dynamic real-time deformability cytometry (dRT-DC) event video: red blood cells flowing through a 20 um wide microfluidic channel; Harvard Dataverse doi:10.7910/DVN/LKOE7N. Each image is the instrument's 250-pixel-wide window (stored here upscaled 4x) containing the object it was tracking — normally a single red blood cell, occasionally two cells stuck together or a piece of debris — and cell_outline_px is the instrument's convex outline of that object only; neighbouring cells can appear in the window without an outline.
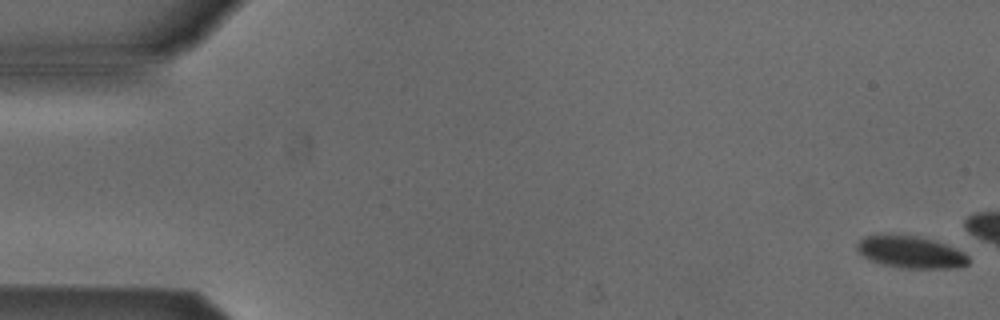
{"species": "Egyptian fruit bat (a non-hibernating species)", "species_latin": "Rousettus aegyptiacus", "temperature_condition": "cold", "stored_images_in_passage": 5, "camera_frame_rate_fps": 3000, "um_per_image_px": 0.085, "animal": {"sex": "male"}, "frame": {"image": 1, "passage_image": 1, "time_ms": 0.0, "image_size_px": [1000, 320], "cell_outline_px": [[968, 264], [956, 268], [900, 268], [884, 264], [872, 260], [856, 252], [856, 244], [864, 236], [916, 236], [932, 240], [944, 244], [964, 252], [968, 256]], "centroid_in_image_um": [77.41, 21.45], "position_along_channel_um": 7.6, "area_um2": 20.35}}